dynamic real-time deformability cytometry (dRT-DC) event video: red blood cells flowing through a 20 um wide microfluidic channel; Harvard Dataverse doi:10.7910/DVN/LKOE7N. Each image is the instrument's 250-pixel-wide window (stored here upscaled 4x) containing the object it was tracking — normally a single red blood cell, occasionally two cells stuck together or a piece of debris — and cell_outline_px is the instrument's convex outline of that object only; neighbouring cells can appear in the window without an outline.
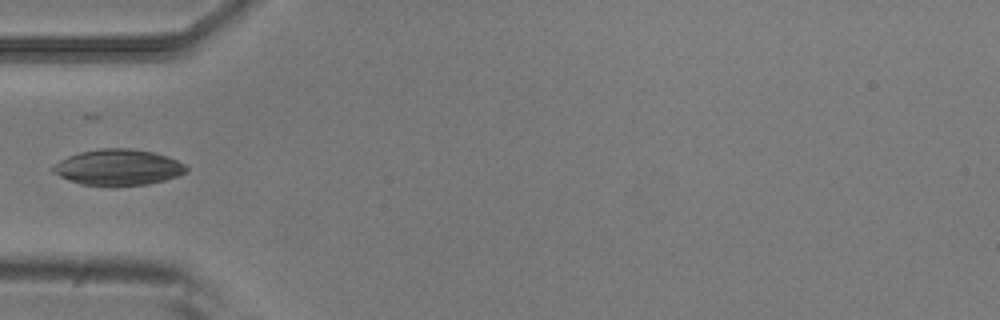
{"species": "common noctule bat (a hibernating species)", "species_latin": "Nyctalus noctula", "temperature_condition": "room temperature", "stored_images_in_passage": 6, "camera_frame_rate_fps": 3000, "um_per_image_px": 0.085, "animal": {"sex": "male", "body_mass_g": 20.5, "forearm_length_mm": 52.5}, "frame": {"image": 1, "passage_image": 5, "time_ms": 1.333, "image_size_px": [1000, 320], "cell_outline_px": [[188, 172], [164, 180], [148, 184], [116, 188], [80, 184], [68, 180], [52, 172], [52, 164], [68, 156], [80, 152], [100, 148], [128, 148], [152, 152], [176, 160], [184, 164], [188, 168]], "centroid_in_image_um": [10.0, 14.25], "position_along_channel_um": 75.0, "area_um2": 28.38}}
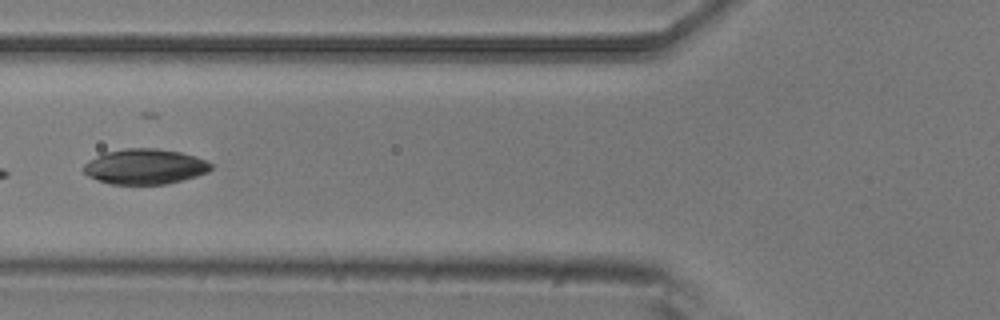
{"frame": {"image": 2, "passage_image": 6, "time_ms": 1.667, "image_size_px": [1000, 320], "cell_outline_px": [[212, 168], [208, 172], [196, 176], [168, 184], [112, 184], [96, 180], [88, 176], [84, 172], [84, 164], [88, 160], [104, 152], [124, 148], [156, 148], [180, 152], [196, 156], [212, 164]], "centroid_in_image_um": [12.3, 14.15], "position_along_channel_um": 113.5, "area_um2": 26.3}}